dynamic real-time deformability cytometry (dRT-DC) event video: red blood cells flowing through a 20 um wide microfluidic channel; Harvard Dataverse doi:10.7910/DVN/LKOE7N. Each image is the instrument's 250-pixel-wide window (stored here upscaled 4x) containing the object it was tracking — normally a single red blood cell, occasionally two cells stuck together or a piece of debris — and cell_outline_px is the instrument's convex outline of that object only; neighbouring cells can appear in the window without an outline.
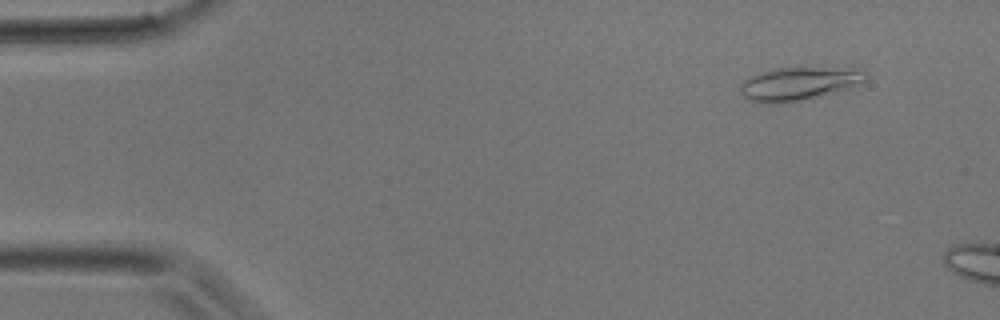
{"species": "common noctule bat (a hibernating species)", "species_latin": "Nyctalus noctula", "temperature_condition": "room temperature", "stored_images_in_passage": 3, "camera_frame_rate_fps": 3000, "um_per_image_px": 0.085, "animal": {"sex": "male", "body_mass_g": 17.9}, "frame": {"image": 1, "passage_image": 3, "time_ms": 2.333, "image_size_px": [1000, 320], "cell_outline_px": [[868, 76], [864, 80], [844, 88], [800, 100], [780, 104], [760, 104], [748, 100], [740, 92], [740, 84], [744, 80], [760, 72], [772, 68], [864, 68], [868, 72]], "centroid_in_image_um": [67.82, 7.1], "position_along_channel_um": 17.2, "area_um2": 23.99}}